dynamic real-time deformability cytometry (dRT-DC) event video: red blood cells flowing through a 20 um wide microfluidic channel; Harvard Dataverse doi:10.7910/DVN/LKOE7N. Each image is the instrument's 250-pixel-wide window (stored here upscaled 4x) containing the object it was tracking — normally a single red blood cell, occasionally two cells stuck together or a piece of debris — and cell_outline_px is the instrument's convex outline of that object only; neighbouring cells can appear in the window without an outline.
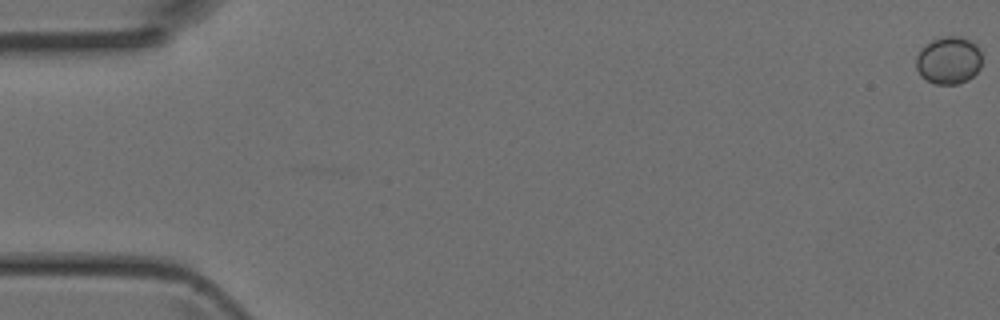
{"species": "Egyptian fruit bat (a non-hibernating species)", "species_latin": "Rousettus aegyptiacus", "temperature_condition": "room temperature", "stored_images_in_passage": 6, "camera_frame_rate_fps": 3000, "um_per_image_px": 0.085, "animal": {"sex": "female"}, "frame": {"image": 1, "passage_image": 1, "time_ms": 0.0, "image_size_px": [1000, 320], "cell_outline_px": [[980, 68], [968, 80], [960, 84], [936, 84], [920, 76], [916, 68], [916, 56], [920, 48], [932, 40], [940, 36], [960, 36], [972, 40], [980, 48]], "centroid_in_image_um": [80.63, 5.11], "position_along_channel_um": 4.4, "area_um2": 18.5}}
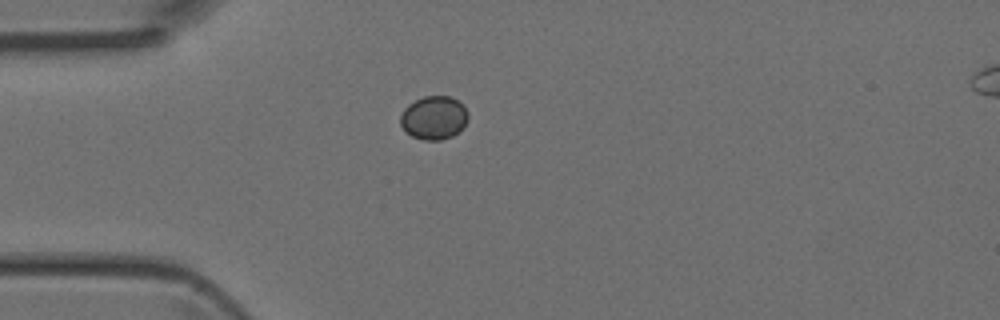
{"frame": {"image": 2, "passage_image": 5, "time_ms": 1.333, "image_size_px": [1000, 320], "cell_outline_px": [[468, 120], [460, 132], [452, 136], [440, 140], [424, 140], [412, 136], [404, 132], [400, 124], [400, 116], [404, 108], [408, 104], [424, 96], [448, 96], [456, 100], [468, 112]], "centroid_in_image_um": [36.86, 10.03], "position_along_channel_um": 48.1, "area_um2": 17.22}}
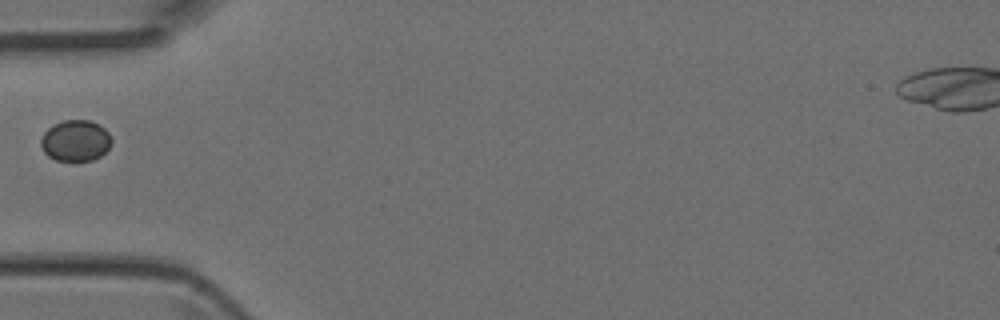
{"frame": {"image": 3, "passage_image": 6, "time_ms": 1.667, "image_size_px": [1000, 320], "cell_outline_px": [[112, 144], [100, 156], [92, 160], [76, 164], [72, 164], [56, 160], [48, 156], [44, 152], [40, 144], [40, 140], [44, 132], [52, 124], [64, 120], [88, 120], [100, 124], [108, 132], [112, 140]], "centroid_in_image_um": [6.41, 12.0], "position_along_channel_um": 78.6, "area_um2": 17.57}}